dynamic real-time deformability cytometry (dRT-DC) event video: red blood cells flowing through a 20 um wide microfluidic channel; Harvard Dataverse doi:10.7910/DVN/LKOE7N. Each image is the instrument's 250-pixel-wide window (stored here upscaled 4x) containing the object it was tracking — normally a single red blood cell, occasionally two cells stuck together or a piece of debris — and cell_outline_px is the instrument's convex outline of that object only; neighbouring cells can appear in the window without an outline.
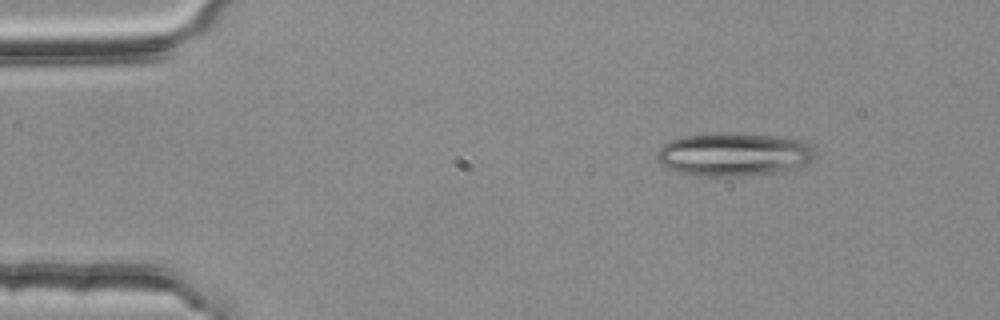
{"species": "common noctule bat (a hibernating species)", "species_latin": "Nyctalus noctula", "temperature_condition": "room temperature", "stored_images_in_passage": 2, "camera_frame_rate_fps": 3000, "um_per_image_px": 0.085, "animal": {"sex": "female", "body_mass_g": 25.1}, "frame": {"image": 1, "passage_image": 1, "time_ms": 0.0, "image_size_px": [1000, 320], "cell_outline_px": [[820, 152], [812, 160], [792, 168], [780, 172], [752, 176], [700, 176], [680, 172], [668, 168], [660, 164], [656, 160], [656, 152], [664, 144], [672, 140], [684, 136], [716, 132], [724, 132], [776, 136], [808, 140]], "centroid_in_image_um": [62.44, 13.11], "position_along_channel_um": 22.6, "area_um2": 40.69}}